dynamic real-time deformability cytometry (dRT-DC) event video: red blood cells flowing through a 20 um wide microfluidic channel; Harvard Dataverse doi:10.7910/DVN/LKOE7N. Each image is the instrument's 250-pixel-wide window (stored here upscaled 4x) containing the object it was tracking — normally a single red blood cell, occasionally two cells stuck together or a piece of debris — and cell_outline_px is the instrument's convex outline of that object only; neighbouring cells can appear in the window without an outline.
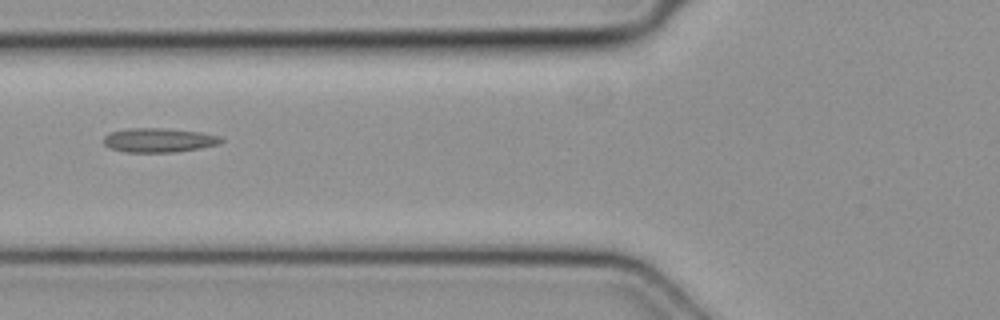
{"species": "common noctule bat (a hibernating species)", "species_latin": "Nyctalus noctula", "temperature_condition": "cold", "stored_images_in_passage": 3, "camera_frame_rate_fps": 3000, "um_per_image_px": 0.085, "animal": {"sex": "female", "body_mass_g": 19.3, "forearm_length_mm": 54.1}, "frame": {"image": 1, "passage_image": 2, "time_ms": 0.333, "image_size_px": [1000, 320], "cell_outline_px": [[224, 140], [220, 144], [200, 148], [176, 152], [124, 152], [108, 148], [104, 144], [104, 136], [112, 132], [128, 128], [160, 128], [200, 132], [220, 136]], "centroid_in_image_um": [13.5, 11.92], "position_along_channel_um": 112.3, "area_um2": 16.59}}
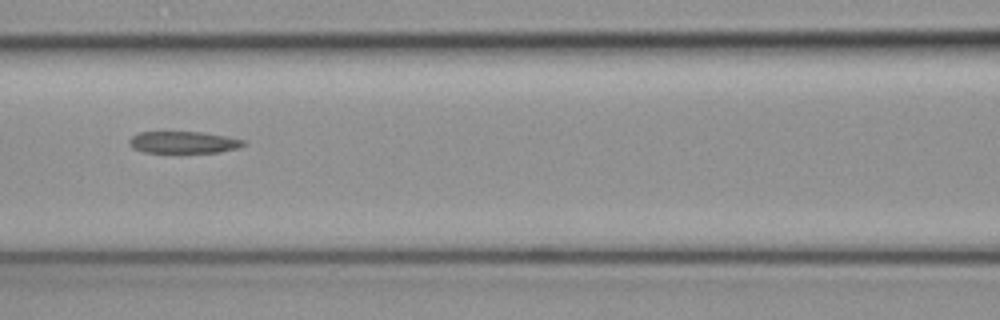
{"frame": {"image": 2, "passage_image": 3, "time_ms": 0.667, "image_size_px": [1000, 320], "cell_outline_px": [[244, 144], [236, 148], [220, 152], [144, 152], [132, 148], [128, 144], [128, 140], [136, 132], [204, 132], [244, 140]], "centroid_in_image_um": [15.52, 12.09], "position_along_channel_um": 151.1, "area_um2": 14.45}}